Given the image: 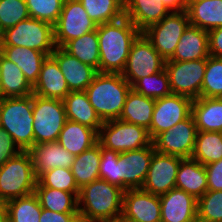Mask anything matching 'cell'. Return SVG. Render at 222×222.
<instances>
[{
    "mask_svg": "<svg viewBox=\"0 0 222 222\" xmlns=\"http://www.w3.org/2000/svg\"><path fill=\"white\" fill-rule=\"evenodd\" d=\"M100 61L99 72L122 74L130 48L141 33L126 17L97 26Z\"/></svg>",
    "mask_w": 222,
    "mask_h": 222,
    "instance_id": "1",
    "label": "cell"
},
{
    "mask_svg": "<svg viewBox=\"0 0 222 222\" xmlns=\"http://www.w3.org/2000/svg\"><path fill=\"white\" fill-rule=\"evenodd\" d=\"M124 191L102 179L82 186L78 195L81 222H108L121 218Z\"/></svg>",
    "mask_w": 222,
    "mask_h": 222,
    "instance_id": "2",
    "label": "cell"
},
{
    "mask_svg": "<svg viewBox=\"0 0 222 222\" xmlns=\"http://www.w3.org/2000/svg\"><path fill=\"white\" fill-rule=\"evenodd\" d=\"M131 85L119 73L98 72L85 92L103 122L119 119Z\"/></svg>",
    "mask_w": 222,
    "mask_h": 222,
    "instance_id": "3",
    "label": "cell"
},
{
    "mask_svg": "<svg viewBox=\"0 0 222 222\" xmlns=\"http://www.w3.org/2000/svg\"><path fill=\"white\" fill-rule=\"evenodd\" d=\"M33 122V94L0 99V126L21 151L34 145Z\"/></svg>",
    "mask_w": 222,
    "mask_h": 222,
    "instance_id": "4",
    "label": "cell"
},
{
    "mask_svg": "<svg viewBox=\"0 0 222 222\" xmlns=\"http://www.w3.org/2000/svg\"><path fill=\"white\" fill-rule=\"evenodd\" d=\"M37 177L28 151H21L0 166V199L24 197L35 192Z\"/></svg>",
    "mask_w": 222,
    "mask_h": 222,
    "instance_id": "5",
    "label": "cell"
},
{
    "mask_svg": "<svg viewBox=\"0 0 222 222\" xmlns=\"http://www.w3.org/2000/svg\"><path fill=\"white\" fill-rule=\"evenodd\" d=\"M0 46L32 48L49 56L56 48L54 26L29 17L5 29L0 36Z\"/></svg>",
    "mask_w": 222,
    "mask_h": 222,
    "instance_id": "6",
    "label": "cell"
},
{
    "mask_svg": "<svg viewBox=\"0 0 222 222\" xmlns=\"http://www.w3.org/2000/svg\"><path fill=\"white\" fill-rule=\"evenodd\" d=\"M98 142L103 148L122 153L149 146L152 140L145 127L114 119L103 122Z\"/></svg>",
    "mask_w": 222,
    "mask_h": 222,
    "instance_id": "7",
    "label": "cell"
},
{
    "mask_svg": "<svg viewBox=\"0 0 222 222\" xmlns=\"http://www.w3.org/2000/svg\"><path fill=\"white\" fill-rule=\"evenodd\" d=\"M34 144L57 142L67 120L63 100L33 94Z\"/></svg>",
    "mask_w": 222,
    "mask_h": 222,
    "instance_id": "8",
    "label": "cell"
},
{
    "mask_svg": "<svg viewBox=\"0 0 222 222\" xmlns=\"http://www.w3.org/2000/svg\"><path fill=\"white\" fill-rule=\"evenodd\" d=\"M166 60L141 32L131 45L122 76L132 86L137 80L153 75L165 68Z\"/></svg>",
    "mask_w": 222,
    "mask_h": 222,
    "instance_id": "9",
    "label": "cell"
},
{
    "mask_svg": "<svg viewBox=\"0 0 222 222\" xmlns=\"http://www.w3.org/2000/svg\"><path fill=\"white\" fill-rule=\"evenodd\" d=\"M189 24L186 10L171 11L160 22L152 24L143 33L167 61L173 56L184 30Z\"/></svg>",
    "mask_w": 222,
    "mask_h": 222,
    "instance_id": "10",
    "label": "cell"
},
{
    "mask_svg": "<svg viewBox=\"0 0 222 222\" xmlns=\"http://www.w3.org/2000/svg\"><path fill=\"white\" fill-rule=\"evenodd\" d=\"M206 69V59L194 61H166L172 94L184 95L192 100L201 96V88Z\"/></svg>",
    "mask_w": 222,
    "mask_h": 222,
    "instance_id": "11",
    "label": "cell"
},
{
    "mask_svg": "<svg viewBox=\"0 0 222 222\" xmlns=\"http://www.w3.org/2000/svg\"><path fill=\"white\" fill-rule=\"evenodd\" d=\"M97 26L79 0H65L58 21L54 25L56 47H62L66 42L96 30Z\"/></svg>",
    "mask_w": 222,
    "mask_h": 222,
    "instance_id": "12",
    "label": "cell"
},
{
    "mask_svg": "<svg viewBox=\"0 0 222 222\" xmlns=\"http://www.w3.org/2000/svg\"><path fill=\"white\" fill-rule=\"evenodd\" d=\"M197 132L194 118L190 114L185 120L158 134L152 144L157 152L191 158Z\"/></svg>",
    "mask_w": 222,
    "mask_h": 222,
    "instance_id": "13",
    "label": "cell"
},
{
    "mask_svg": "<svg viewBox=\"0 0 222 222\" xmlns=\"http://www.w3.org/2000/svg\"><path fill=\"white\" fill-rule=\"evenodd\" d=\"M192 99L171 94L155 100L149 136L153 140L158 134L167 131L191 114Z\"/></svg>",
    "mask_w": 222,
    "mask_h": 222,
    "instance_id": "14",
    "label": "cell"
},
{
    "mask_svg": "<svg viewBox=\"0 0 222 222\" xmlns=\"http://www.w3.org/2000/svg\"><path fill=\"white\" fill-rule=\"evenodd\" d=\"M183 159L154 151L142 189L159 196L174 189L177 171Z\"/></svg>",
    "mask_w": 222,
    "mask_h": 222,
    "instance_id": "15",
    "label": "cell"
},
{
    "mask_svg": "<svg viewBox=\"0 0 222 222\" xmlns=\"http://www.w3.org/2000/svg\"><path fill=\"white\" fill-rule=\"evenodd\" d=\"M121 218L127 222H161L159 195L142 188L125 190Z\"/></svg>",
    "mask_w": 222,
    "mask_h": 222,
    "instance_id": "16",
    "label": "cell"
},
{
    "mask_svg": "<svg viewBox=\"0 0 222 222\" xmlns=\"http://www.w3.org/2000/svg\"><path fill=\"white\" fill-rule=\"evenodd\" d=\"M151 143L142 149L119 153L120 188H142L154 154Z\"/></svg>",
    "mask_w": 222,
    "mask_h": 222,
    "instance_id": "17",
    "label": "cell"
},
{
    "mask_svg": "<svg viewBox=\"0 0 222 222\" xmlns=\"http://www.w3.org/2000/svg\"><path fill=\"white\" fill-rule=\"evenodd\" d=\"M161 222H198V200L177 188L159 196Z\"/></svg>",
    "mask_w": 222,
    "mask_h": 222,
    "instance_id": "18",
    "label": "cell"
},
{
    "mask_svg": "<svg viewBox=\"0 0 222 222\" xmlns=\"http://www.w3.org/2000/svg\"><path fill=\"white\" fill-rule=\"evenodd\" d=\"M51 55L57 60L70 92L85 91L98 73L95 68L82 63L61 47H56Z\"/></svg>",
    "mask_w": 222,
    "mask_h": 222,
    "instance_id": "19",
    "label": "cell"
},
{
    "mask_svg": "<svg viewBox=\"0 0 222 222\" xmlns=\"http://www.w3.org/2000/svg\"><path fill=\"white\" fill-rule=\"evenodd\" d=\"M69 93L70 90L57 60L52 55L47 56L33 85V94L43 98L63 100Z\"/></svg>",
    "mask_w": 222,
    "mask_h": 222,
    "instance_id": "20",
    "label": "cell"
},
{
    "mask_svg": "<svg viewBox=\"0 0 222 222\" xmlns=\"http://www.w3.org/2000/svg\"><path fill=\"white\" fill-rule=\"evenodd\" d=\"M28 152L31 155L33 170L37 178L50 169L71 168L75 159V156L58 142L34 144Z\"/></svg>",
    "mask_w": 222,
    "mask_h": 222,
    "instance_id": "21",
    "label": "cell"
},
{
    "mask_svg": "<svg viewBox=\"0 0 222 222\" xmlns=\"http://www.w3.org/2000/svg\"><path fill=\"white\" fill-rule=\"evenodd\" d=\"M170 12L161 0H124L125 16L140 32L160 22Z\"/></svg>",
    "mask_w": 222,
    "mask_h": 222,
    "instance_id": "22",
    "label": "cell"
},
{
    "mask_svg": "<svg viewBox=\"0 0 222 222\" xmlns=\"http://www.w3.org/2000/svg\"><path fill=\"white\" fill-rule=\"evenodd\" d=\"M208 31L188 25L173 56L167 61H194L209 57Z\"/></svg>",
    "mask_w": 222,
    "mask_h": 222,
    "instance_id": "23",
    "label": "cell"
},
{
    "mask_svg": "<svg viewBox=\"0 0 222 222\" xmlns=\"http://www.w3.org/2000/svg\"><path fill=\"white\" fill-rule=\"evenodd\" d=\"M0 53L18 66L33 86L38 79L47 54L22 46H0Z\"/></svg>",
    "mask_w": 222,
    "mask_h": 222,
    "instance_id": "24",
    "label": "cell"
},
{
    "mask_svg": "<svg viewBox=\"0 0 222 222\" xmlns=\"http://www.w3.org/2000/svg\"><path fill=\"white\" fill-rule=\"evenodd\" d=\"M175 188L198 200L208 190L205 166L191 158H184L177 171Z\"/></svg>",
    "mask_w": 222,
    "mask_h": 222,
    "instance_id": "25",
    "label": "cell"
},
{
    "mask_svg": "<svg viewBox=\"0 0 222 222\" xmlns=\"http://www.w3.org/2000/svg\"><path fill=\"white\" fill-rule=\"evenodd\" d=\"M57 142L72 155L78 156L98 142V133L88 126L67 119Z\"/></svg>",
    "mask_w": 222,
    "mask_h": 222,
    "instance_id": "26",
    "label": "cell"
},
{
    "mask_svg": "<svg viewBox=\"0 0 222 222\" xmlns=\"http://www.w3.org/2000/svg\"><path fill=\"white\" fill-rule=\"evenodd\" d=\"M63 103L68 120L88 126L99 133L103 121L92 107L85 91L70 92Z\"/></svg>",
    "mask_w": 222,
    "mask_h": 222,
    "instance_id": "27",
    "label": "cell"
},
{
    "mask_svg": "<svg viewBox=\"0 0 222 222\" xmlns=\"http://www.w3.org/2000/svg\"><path fill=\"white\" fill-rule=\"evenodd\" d=\"M191 114L198 131L222 132V98L194 99Z\"/></svg>",
    "mask_w": 222,
    "mask_h": 222,
    "instance_id": "28",
    "label": "cell"
},
{
    "mask_svg": "<svg viewBox=\"0 0 222 222\" xmlns=\"http://www.w3.org/2000/svg\"><path fill=\"white\" fill-rule=\"evenodd\" d=\"M190 25L209 31L222 26V0H187Z\"/></svg>",
    "mask_w": 222,
    "mask_h": 222,
    "instance_id": "29",
    "label": "cell"
},
{
    "mask_svg": "<svg viewBox=\"0 0 222 222\" xmlns=\"http://www.w3.org/2000/svg\"><path fill=\"white\" fill-rule=\"evenodd\" d=\"M33 94V86L15 63L0 53V96L25 97Z\"/></svg>",
    "mask_w": 222,
    "mask_h": 222,
    "instance_id": "30",
    "label": "cell"
},
{
    "mask_svg": "<svg viewBox=\"0 0 222 222\" xmlns=\"http://www.w3.org/2000/svg\"><path fill=\"white\" fill-rule=\"evenodd\" d=\"M155 100L131 89L119 120L145 127L148 130L151 126Z\"/></svg>",
    "mask_w": 222,
    "mask_h": 222,
    "instance_id": "31",
    "label": "cell"
},
{
    "mask_svg": "<svg viewBox=\"0 0 222 222\" xmlns=\"http://www.w3.org/2000/svg\"><path fill=\"white\" fill-rule=\"evenodd\" d=\"M101 144L97 142L91 148L75 156L71 172L79 188L100 179Z\"/></svg>",
    "mask_w": 222,
    "mask_h": 222,
    "instance_id": "32",
    "label": "cell"
},
{
    "mask_svg": "<svg viewBox=\"0 0 222 222\" xmlns=\"http://www.w3.org/2000/svg\"><path fill=\"white\" fill-rule=\"evenodd\" d=\"M64 51L79 59L99 72V41L97 30L91 31L76 39L66 42L62 47Z\"/></svg>",
    "mask_w": 222,
    "mask_h": 222,
    "instance_id": "33",
    "label": "cell"
},
{
    "mask_svg": "<svg viewBox=\"0 0 222 222\" xmlns=\"http://www.w3.org/2000/svg\"><path fill=\"white\" fill-rule=\"evenodd\" d=\"M34 193L43 209L58 213H79L78 198L71 192L48 187H36Z\"/></svg>",
    "mask_w": 222,
    "mask_h": 222,
    "instance_id": "34",
    "label": "cell"
},
{
    "mask_svg": "<svg viewBox=\"0 0 222 222\" xmlns=\"http://www.w3.org/2000/svg\"><path fill=\"white\" fill-rule=\"evenodd\" d=\"M191 159L208 165L222 159V132L198 131Z\"/></svg>",
    "mask_w": 222,
    "mask_h": 222,
    "instance_id": "35",
    "label": "cell"
},
{
    "mask_svg": "<svg viewBox=\"0 0 222 222\" xmlns=\"http://www.w3.org/2000/svg\"><path fill=\"white\" fill-rule=\"evenodd\" d=\"M41 213L35 193L7 201V222H39Z\"/></svg>",
    "mask_w": 222,
    "mask_h": 222,
    "instance_id": "36",
    "label": "cell"
},
{
    "mask_svg": "<svg viewBox=\"0 0 222 222\" xmlns=\"http://www.w3.org/2000/svg\"><path fill=\"white\" fill-rule=\"evenodd\" d=\"M89 17L97 25L125 16L124 0H79Z\"/></svg>",
    "mask_w": 222,
    "mask_h": 222,
    "instance_id": "37",
    "label": "cell"
},
{
    "mask_svg": "<svg viewBox=\"0 0 222 222\" xmlns=\"http://www.w3.org/2000/svg\"><path fill=\"white\" fill-rule=\"evenodd\" d=\"M36 187H48L73 193L77 198L80 188L75 182L71 168L57 167L42 173L37 178Z\"/></svg>",
    "mask_w": 222,
    "mask_h": 222,
    "instance_id": "38",
    "label": "cell"
},
{
    "mask_svg": "<svg viewBox=\"0 0 222 222\" xmlns=\"http://www.w3.org/2000/svg\"><path fill=\"white\" fill-rule=\"evenodd\" d=\"M131 88L143 96L154 99L172 94L165 68L153 75L137 80Z\"/></svg>",
    "mask_w": 222,
    "mask_h": 222,
    "instance_id": "39",
    "label": "cell"
},
{
    "mask_svg": "<svg viewBox=\"0 0 222 222\" xmlns=\"http://www.w3.org/2000/svg\"><path fill=\"white\" fill-rule=\"evenodd\" d=\"M200 97L222 98V58L209 56L206 59Z\"/></svg>",
    "mask_w": 222,
    "mask_h": 222,
    "instance_id": "40",
    "label": "cell"
},
{
    "mask_svg": "<svg viewBox=\"0 0 222 222\" xmlns=\"http://www.w3.org/2000/svg\"><path fill=\"white\" fill-rule=\"evenodd\" d=\"M198 222H222V190H207L197 204Z\"/></svg>",
    "mask_w": 222,
    "mask_h": 222,
    "instance_id": "41",
    "label": "cell"
},
{
    "mask_svg": "<svg viewBox=\"0 0 222 222\" xmlns=\"http://www.w3.org/2000/svg\"><path fill=\"white\" fill-rule=\"evenodd\" d=\"M30 18L55 25L65 0H25Z\"/></svg>",
    "mask_w": 222,
    "mask_h": 222,
    "instance_id": "42",
    "label": "cell"
},
{
    "mask_svg": "<svg viewBox=\"0 0 222 222\" xmlns=\"http://www.w3.org/2000/svg\"><path fill=\"white\" fill-rule=\"evenodd\" d=\"M30 17L25 0H0V31Z\"/></svg>",
    "mask_w": 222,
    "mask_h": 222,
    "instance_id": "43",
    "label": "cell"
},
{
    "mask_svg": "<svg viewBox=\"0 0 222 222\" xmlns=\"http://www.w3.org/2000/svg\"><path fill=\"white\" fill-rule=\"evenodd\" d=\"M99 177L120 187L119 153L101 146Z\"/></svg>",
    "mask_w": 222,
    "mask_h": 222,
    "instance_id": "44",
    "label": "cell"
},
{
    "mask_svg": "<svg viewBox=\"0 0 222 222\" xmlns=\"http://www.w3.org/2000/svg\"><path fill=\"white\" fill-rule=\"evenodd\" d=\"M16 146V147H15ZM12 137L0 126V166L20 153Z\"/></svg>",
    "mask_w": 222,
    "mask_h": 222,
    "instance_id": "45",
    "label": "cell"
},
{
    "mask_svg": "<svg viewBox=\"0 0 222 222\" xmlns=\"http://www.w3.org/2000/svg\"><path fill=\"white\" fill-rule=\"evenodd\" d=\"M208 190H222V159L205 165Z\"/></svg>",
    "mask_w": 222,
    "mask_h": 222,
    "instance_id": "46",
    "label": "cell"
},
{
    "mask_svg": "<svg viewBox=\"0 0 222 222\" xmlns=\"http://www.w3.org/2000/svg\"><path fill=\"white\" fill-rule=\"evenodd\" d=\"M39 222H81L79 213H58L43 209Z\"/></svg>",
    "mask_w": 222,
    "mask_h": 222,
    "instance_id": "47",
    "label": "cell"
},
{
    "mask_svg": "<svg viewBox=\"0 0 222 222\" xmlns=\"http://www.w3.org/2000/svg\"><path fill=\"white\" fill-rule=\"evenodd\" d=\"M209 55L222 58V26L208 31Z\"/></svg>",
    "mask_w": 222,
    "mask_h": 222,
    "instance_id": "48",
    "label": "cell"
},
{
    "mask_svg": "<svg viewBox=\"0 0 222 222\" xmlns=\"http://www.w3.org/2000/svg\"><path fill=\"white\" fill-rule=\"evenodd\" d=\"M170 10L182 11L186 9L187 0H161Z\"/></svg>",
    "mask_w": 222,
    "mask_h": 222,
    "instance_id": "49",
    "label": "cell"
},
{
    "mask_svg": "<svg viewBox=\"0 0 222 222\" xmlns=\"http://www.w3.org/2000/svg\"><path fill=\"white\" fill-rule=\"evenodd\" d=\"M0 222H7V201L0 199Z\"/></svg>",
    "mask_w": 222,
    "mask_h": 222,
    "instance_id": "50",
    "label": "cell"
},
{
    "mask_svg": "<svg viewBox=\"0 0 222 222\" xmlns=\"http://www.w3.org/2000/svg\"><path fill=\"white\" fill-rule=\"evenodd\" d=\"M108 222H127V221H124L122 218H119V219L111 220V221H108Z\"/></svg>",
    "mask_w": 222,
    "mask_h": 222,
    "instance_id": "51",
    "label": "cell"
}]
</instances>
